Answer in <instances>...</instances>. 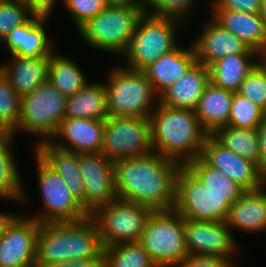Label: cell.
Wrapping results in <instances>:
<instances>
[{"instance_id":"obj_1","label":"cell","mask_w":266,"mask_h":267,"mask_svg":"<svg viewBox=\"0 0 266 267\" xmlns=\"http://www.w3.org/2000/svg\"><path fill=\"white\" fill-rule=\"evenodd\" d=\"M183 165L158 153L114 163L115 186L120 199L140 203L154 211L171 210L176 180Z\"/></svg>"},{"instance_id":"obj_2","label":"cell","mask_w":266,"mask_h":267,"mask_svg":"<svg viewBox=\"0 0 266 267\" xmlns=\"http://www.w3.org/2000/svg\"><path fill=\"white\" fill-rule=\"evenodd\" d=\"M149 118L155 153L182 165L202 155L209 134L201 126L195 110L157 103Z\"/></svg>"},{"instance_id":"obj_3","label":"cell","mask_w":266,"mask_h":267,"mask_svg":"<svg viewBox=\"0 0 266 267\" xmlns=\"http://www.w3.org/2000/svg\"><path fill=\"white\" fill-rule=\"evenodd\" d=\"M103 252L99 227L89 215L75 222L41 224L36 238V264L93 259Z\"/></svg>"},{"instance_id":"obj_4","label":"cell","mask_w":266,"mask_h":267,"mask_svg":"<svg viewBox=\"0 0 266 267\" xmlns=\"http://www.w3.org/2000/svg\"><path fill=\"white\" fill-rule=\"evenodd\" d=\"M105 86L109 116L150 117L156 108L154 104L159 103L152 84L140 70L120 66L113 68Z\"/></svg>"},{"instance_id":"obj_5","label":"cell","mask_w":266,"mask_h":267,"mask_svg":"<svg viewBox=\"0 0 266 267\" xmlns=\"http://www.w3.org/2000/svg\"><path fill=\"white\" fill-rule=\"evenodd\" d=\"M178 23V24H177ZM182 21L147 14L139 19L125 54V67L143 71L162 55L176 49L178 25Z\"/></svg>"},{"instance_id":"obj_6","label":"cell","mask_w":266,"mask_h":267,"mask_svg":"<svg viewBox=\"0 0 266 267\" xmlns=\"http://www.w3.org/2000/svg\"><path fill=\"white\" fill-rule=\"evenodd\" d=\"M144 13V8L107 6L82 25L78 32L88 46L122 57Z\"/></svg>"},{"instance_id":"obj_7","label":"cell","mask_w":266,"mask_h":267,"mask_svg":"<svg viewBox=\"0 0 266 267\" xmlns=\"http://www.w3.org/2000/svg\"><path fill=\"white\" fill-rule=\"evenodd\" d=\"M138 242L157 267H176L188 256L183 217L174 209L153 211Z\"/></svg>"},{"instance_id":"obj_8","label":"cell","mask_w":266,"mask_h":267,"mask_svg":"<svg viewBox=\"0 0 266 267\" xmlns=\"http://www.w3.org/2000/svg\"><path fill=\"white\" fill-rule=\"evenodd\" d=\"M67 98L48 80L32 93L21 98L19 122L14 130L43 138L39 142L50 141L59 125L65 119Z\"/></svg>"},{"instance_id":"obj_9","label":"cell","mask_w":266,"mask_h":267,"mask_svg":"<svg viewBox=\"0 0 266 267\" xmlns=\"http://www.w3.org/2000/svg\"><path fill=\"white\" fill-rule=\"evenodd\" d=\"M154 210L140 203L114 199L91 216L99 227L103 247L140 240Z\"/></svg>"},{"instance_id":"obj_10","label":"cell","mask_w":266,"mask_h":267,"mask_svg":"<svg viewBox=\"0 0 266 267\" xmlns=\"http://www.w3.org/2000/svg\"><path fill=\"white\" fill-rule=\"evenodd\" d=\"M232 196H217L183 165L176 180V200L173 209L183 218L195 221H226Z\"/></svg>"},{"instance_id":"obj_11","label":"cell","mask_w":266,"mask_h":267,"mask_svg":"<svg viewBox=\"0 0 266 267\" xmlns=\"http://www.w3.org/2000/svg\"><path fill=\"white\" fill-rule=\"evenodd\" d=\"M149 117L109 116L101 153L111 162L153 153Z\"/></svg>"},{"instance_id":"obj_12","label":"cell","mask_w":266,"mask_h":267,"mask_svg":"<svg viewBox=\"0 0 266 267\" xmlns=\"http://www.w3.org/2000/svg\"><path fill=\"white\" fill-rule=\"evenodd\" d=\"M37 180L43 212L29 216L39 223L75 222L89 216L82 204L71 194L67 184L36 153Z\"/></svg>"},{"instance_id":"obj_13","label":"cell","mask_w":266,"mask_h":267,"mask_svg":"<svg viewBox=\"0 0 266 267\" xmlns=\"http://www.w3.org/2000/svg\"><path fill=\"white\" fill-rule=\"evenodd\" d=\"M78 164L85 184L84 209L91 215L118 198L114 163L102 153H78Z\"/></svg>"},{"instance_id":"obj_14","label":"cell","mask_w":266,"mask_h":267,"mask_svg":"<svg viewBox=\"0 0 266 267\" xmlns=\"http://www.w3.org/2000/svg\"><path fill=\"white\" fill-rule=\"evenodd\" d=\"M183 227L188 255L220 256L231 260L239 248L225 221L183 218Z\"/></svg>"},{"instance_id":"obj_15","label":"cell","mask_w":266,"mask_h":267,"mask_svg":"<svg viewBox=\"0 0 266 267\" xmlns=\"http://www.w3.org/2000/svg\"><path fill=\"white\" fill-rule=\"evenodd\" d=\"M201 157L210 166L220 169L226 176L240 184L246 191L264 186V173L259 165L236 155L213 135L207 136Z\"/></svg>"},{"instance_id":"obj_16","label":"cell","mask_w":266,"mask_h":267,"mask_svg":"<svg viewBox=\"0 0 266 267\" xmlns=\"http://www.w3.org/2000/svg\"><path fill=\"white\" fill-rule=\"evenodd\" d=\"M41 223L19 215L0 239V267H35L36 238Z\"/></svg>"},{"instance_id":"obj_17","label":"cell","mask_w":266,"mask_h":267,"mask_svg":"<svg viewBox=\"0 0 266 267\" xmlns=\"http://www.w3.org/2000/svg\"><path fill=\"white\" fill-rule=\"evenodd\" d=\"M104 131L105 120L63 119L56 134L49 142L53 146L65 151L76 153H101ZM58 137L59 139L61 138V140L63 139V143Z\"/></svg>"},{"instance_id":"obj_18","label":"cell","mask_w":266,"mask_h":267,"mask_svg":"<svg viewBox=\"0 0 266 267\" xmlns=\"http://www.w3.org/2000/svg\"><path fill=\"white\" fill-rule=\"evenodd\" d=\"M209 19L204 23L202 33L192 43L198 62L208 67L229 54H259L212 17Z\"/></svg>"},{"instance_id":"obj_19","label":"cell","mask_w":266,"mask_h":267,"mask_svg":"<svg viewBox=\"0 0 266 267\" xmlns=\"http://www.w3.org/2000/svg\"><path fill=\"white\" fill-rule=\"evenodd\" d=\"M48 18L32 16L25 24L14 28L1 41L11 55L21 57H50L53 49L52 39L47 36L45 23Z\"/></svg>"},{"instance_id":"obj_20","label":"cell","mask_w":266,"mask_h":267,"mask_svg":"<svg viewBox=\"0 0 266 267\" xmlns=\"http://www.w3.org/2000/svg\"><path fill=\"white\" fill-rule=\"evenodd\" d=\"M196 62L193 45H189L188 48H180L179 45L148 65L143 72L152 84L154 93L159 97L174 82L182 78Z\"/></svg>"},{"instance_id":"obj_21","label":"cell","mask_w":266,"mask_h":267,"mask_svg":"<svg viewBox=\"0 0 266 267\" xmlns=\"http://www.w3.org/2000/svg\"><path fill=\"white\" fill-rule=\"evenodd\" d=\"M209 83V68L197 61L182 78L159 96V104L195 110Z\"/></svg>"},{"instance_id":"obj_22","label":"cell","mask_w":266,"mask_h":267,"mask_svg":"<svg viewBox=\"0 0 266 267\" xmlns=\"http://www.w3.org/2000/svg\"><path fill=\"white\" fill-rule=\"evenodd\" d=\"M10 64L0 65V72L22 98L48 79L50 57L11 56Z\"/></svg>"},{"instance_id":"obj_23","label":"cell","mask_w":266,"mask_h":267,"mask_svg":"<svg viewBox=\"0 0 266 267\" xmlns=\"http://www.w3.org/2000/svg\"><path fill=\"white\" fill-rule=\"evenodd\" d=\"M264 189L263 186L260 189L245 191L230 206L225 221L230 229L247 233L266 231V192Z\"/></svg>"},{"instance_id":"obj_24","label":"cell","mask_w":266,"mask_h":267,"mask_svg":"<svg viewBox=\"0 0 266 267\" xmlns=\"http://www.w3.org/2000/svg\"><path fill=\"white\" fill-rule=\"evenodd\" d=\"M210 16L222 27L233 33L251 49H266V24L261 13L234 10H211Z\"/></svg>"},{"instance_id":"obj_25","label":"cell","mask_w":266,"mask_h":267,"mask_svg":"<svg viewBox=\"0 0 266 267\" xmlns=\"http://www.w3.org/2000/svg\"><path fill=\"white\" fill-rule=\"evenodd\" d=\"M35 153L61 176L71 194L84 207L85 184L79 169L78 153L59 149L49 141L37 143Z\"/></svg>"},{"instance_id":"obj_26","label":"cell","mask_w":266,"mask_h":267,"mask_svg":"<svg viewBox=\"0 0 266 267\" xmlns=\"http://www.w3.org/2000/svg\"><path fill=\"white\" fill-rule=\"evenodd\" d=\"M233 94L234 92L217 87L211 82L206 86L195 114L209 135L228 125Z\"/></svg>"},{"instance_id":"obj_27","label":"cell","mask_w":266,"mask_h":267,"mask_svg":"<svg viewBox=\"0 0 266 267\" xmlns=\"http://www.w3.org/2000/svg\"><path fill=\"white\" fill-rule=\"evenodd\" d=\"M256 58V59H255ZM259 54H229L208 66L210 82L231 92H238L241 83L259 63Z\"/></svg>"},{"instance_id":"obj_28","label":"cell","mask_w":266,"mask_h":267,"mask_svg":"<svg viewBox=\"0 0 266 267\" xmlns=\"http://www.w3.org/2000/svg\"><path fill=\"white\" fill-rule=\"evenodd\" d=\"M107 91L105 84L88 82L75 95L66 100L65 119L106 120Z\"/></svg>"},{"instance_id":"obj_29","label":"cell","mask_w":266,"mask_h":267,"mask_svg":"<svg viewBox=\"0 0 266 267\" xmlns=\"http://www.w3.org/2000/svg\"><path fill=\"white\" fill-rule=\"evenodd\" d=\"M14 134L0 131V199L26 202V192L12 146ZM12 144V146H11Z\"/></svg>"},{"instance_id":"obj_30","label":"cell","mask_w":266,"mask_h":267,"mask_svg":"<svg viewBox=\"0 0 266 267\" xmlns=\"http://www.w3.org/2000/svg\"><path fill=\"white\" fill-rule=\"evenodd\" d=\"M47 80L66 98L75 95L89 82L74 61L56 51L49 58Z\"/></svg>"},{"instance_id":"obj_31","label":"cell","mask_w":266,"mask_h":267,"mask_svg":"<svg viewBox=\"0 0 266 267\" xmlns=\"http://www.w3.org/2000/svg\"><path fill=\"white\" fill-rule=\"evenodd\" d=\"M185 166L217 196H232L237 201L246 191L220 169L210 166L201 156L186 163Z\"/></svg>"},{"instance_id":"obj_32","label":"cell","mask_w":266,"mask_h":267,"mask_svg":"<svg viewBox=\"0 0 266 267\" xmlns=\"http://www.w3.org/2000/svg\"><path fill=\"white\" fill-rule=\"evenodd\" d=\"M213 136L236 155L256 162L260 167V146L258 129L225 126Z\"/></svg>"},{"instance_id":"obj_33","label":"cell","mask_w":266,"mask_h":267,"mask_svg":"<svg viewBox=\"0 0 266 267\" xmlns=\"http://www.w3.org/2000/svg\"><path fill=\"white\" fill-rule=\"evenodd\" d=\"M104 267H157L137 242L103 247Z\"/></svg>"},{"instance_id":"obj_34","label":"cell","mask_w":266,"mask_h":267,"mask_svg":"<svg viewBox=\"0 0 266 267\" xmlns=\"http://www.w3.org/2000/svg\"><path fill=\"white\" fill-rule=\"evenodd\" d=\"M266 120V113L248 98L238 92L233 94L227 126L258 129Z\"/></svg>"},{"instance_id":"obj_35","label":"cell","mask_w":266,"mask_h":267,"mask_svg":"<svg viewBox=\"0 0 266 267\" xmlns=\"http://www.w3.org/2000/svg\"><path fill=\"white\" fill-rule=\"evenodd\" d=\"M21 108V97L0 72V131L14 132Z\"/></svg>"},{"instance_id":"obj_36","label":"cell","mask_w":266,"mask_h":267,"mask_svg":"<svg viewBox=\"0 0 266 267\" xmlns=\"http://www.w3.org/2000/svg\"><path fill=\"white\" fill-rule=\"evenodd\" d=\"M32 16L25 2L0 0V42L14 28L25 24Z\"/></svg>"},{"instance_id":"obj_37","label":"cell","mask_w":266,"mask_h":267,"mask_svg":"<svg viewBox=\"0 0 266 267\" xmlns=\"http://www.w3.org/2000/svg\"><path fill=\"white\" fill-rule=\"evenodd\" d=\"M195 2V0H145L144 12L186 23L185 21L188 20L185 19L192 13L190 11H192V7L196 6Z\"/></svg>"},{"instance_id":"obj_38","label":"cell","mask_w":266,"mask_h":267,"mask_svg":"<svg viewBox=\"0 0 266 267\" xmlns=\"http://www.w3.org/2000/svg\"><path fill=\"white\" fill-rule=\"evenodd\" d=\"M238 93L266 113V71L259 63L241 83Z\"/></svg>"},{"instance_id":"obj_39","label":"cell","mask_w":266,"mask_h":267,"mask_svg":"<svg viewBox=\"0 0 266 267\" xmlns=\"http://www.w3.org/2000/svg\"><path fill=\"white\" fill-rule=\"evenodd\" d=\"M62 4L74 20L73 24L77 29L107 7L106 0H65Z\"/></svg>"},{"instance_id":"obj_40","label":"cell","mask_w":266,"mask_h":267,"mask_svg":"<svg viewBox=\"0 0 266 267\" xmlns=\"http://www.w3.org/2000/svg\"><path fill=\"white\" fill-rule=\"evenodd\" d=\"M211 10H234L245 13H260L261 0H212Z\"/></svg>"},{"instance_id":"obj_41","label":"cell","mask_w":266,"mask_h":267,"mask_svg":"<svg viewBox=\"0 0 266 267\" xmlns=\"http://www.w3.org/2000/svg\"><path fill=\"white\" fill-rule=\"evenodd\" d=\"M233 262L220 256L188 255L176 267H235Z\"/></svg>"},{"instance_id":"obj_42","label":"cell","mask_w":266,"mask_h":267,"mask_svg":"<svg viewBox=\"0 0 266 267\" xmlns=\"http://www.w3.org/2000/svg\"><path fill=\"white\" fill-rule=\"evenodd\" d=\"M35 267H104V253L93 259L72 260L63 263L36 264Z\"/></svg>"},{"instance_id":"obj_43","label":"cell","mask_w":266,"mask_h":267,"mask_svg":"<svg viewBox=\"0 0 266 267\" xmlns=\"http://www.w3.org/2000/svg\"><path fill=\"white\" fill-rule=\"evenodd\" d=\"M57 0H27L25 3L28 6L31 14L33 16L48 18L51 12L53 11V7H55ZM65 1V0H61Z\"/></svg>"},{"instance_id":"obj_44","label":"cell","mask_w":266,"mask_h":267,"mask_svg":"<svg viewBox=\"0 0 266 267\" xmlns=\"http://www.w3.org/2000/svg\"><path fill=\"white\" fill-rule=\"evenodd\" d=\"M260 146V169L266 171V120L258 128Z\"/></svg>"},{"instance_id":"obj_45","label":"cell","mask_w":266,"mask_h":267,"mask_svg":"<svg viewBox=\"0 0 266 267\" xmlns=\"http://www.w3.org/2000/svg\"><path fill=\"white\" fill-rule=\"evenodd\" d=\"M145 0H106L107 6L144 8Z\"/></svg>"},{"instance_id":"obj_46","label":"cell","mask_w":266,"mask_h":267,"mask_svg":"<svg viewBox=\"0 0 266 267\" xmlns=\"http://www.w3.org/2000/svg\"><path fill=\"white\" fill-rule=\"evenodd\" d=\"M14 214V213H5L0 212V239L5 235V232L7 231L8 227L13 223V221L20 215Z\"/></svg>"},{"instance_id":"obj_47","label":"cell","mask_w":266,"mask_h":267,"mask_svg":"<svg viewBox=\"0 0 266 267\" xmlns=\"http://www.w3.org/2000/svg\"><path fill=\"white\" fill-rule=\"evenodd\" d=\"M259 64L266 71V49L259 52Z\"/></svg>"},{"instance_id":"obj_48","label":"cell","mask_w":266,"mask_h":267,"mask_svg":"<svg viewBox=\"0 0 266 267\" xmlns=\"http://www.w3.org/2000/svg\"><path fill=\"white\" fill-rule=\"evenodd\" d=\"M261 15L266 24V0H261Z\"/></svg>"},{"instance_id":"obj_49","label":"cell","mask_w":266,"mask_h":267,"mask_svg":"<svg viewBox=\"0 0 266 267\" xmlns=\"http://www.w3.org/2000/svg\"><path fill=\"white\" fill-rule=\"evenodd\" d=\"M264 187H266V171L264 172Z\"/></svg>"}]
</instances>
